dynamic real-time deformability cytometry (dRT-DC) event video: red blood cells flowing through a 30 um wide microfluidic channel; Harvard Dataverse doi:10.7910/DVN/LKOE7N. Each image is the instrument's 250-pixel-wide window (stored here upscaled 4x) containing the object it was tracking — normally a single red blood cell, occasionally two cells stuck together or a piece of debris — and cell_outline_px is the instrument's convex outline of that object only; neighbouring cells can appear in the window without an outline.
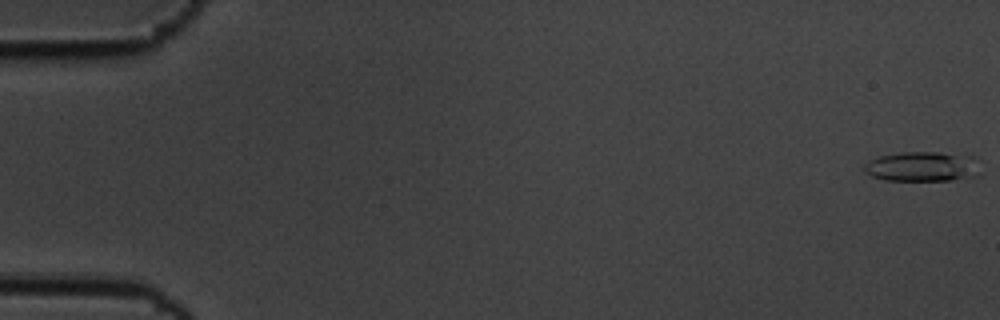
{"species": "common noctule bat (a hibernating species)", "species_latin": "Nyctalus noctula", "temperature_condition": "cold", "stored_images_in_passage": 58, "camera_frame_rate_fps": 3000, "um_per_image_px": 0.085, "animal": {"sex": "male", "body_mass_g": 19.5, "forearm_length_mm": 54.6}, "frame": {"image": 1, "passage_image": 1, "time_ms": 0.0, "image_size_px": [1000, 320], "cell_outline_px": [[980, 176], [952, 180], [884, 180], [872, 176], [864, 172], [864, 164], [868, 160], [880, 156], [904, 152], [936, 152], [976, 156], [980, 160]], "centroid_in_image_um": [78.48, 14.15], "position_along_channel_um": 6.5, "area_um2": 20.63}}
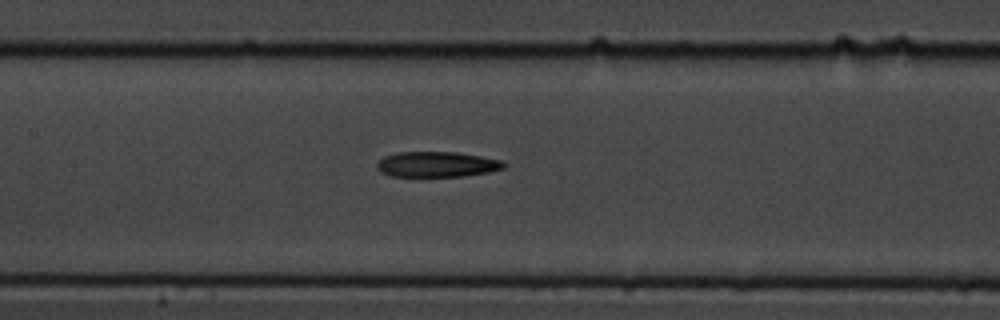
{"frame": {"image": 2, "passage_image": 28, "time_ms": 9.0, "image_size_px": [1000, 320], "cell_outline_px": [[504, 168], [488, 172], [464, 176], [388, 176], [380, 172], [376, 168], [376, 164], [384, 156], [396, 152], [456, 152], [504, 160]], "centroid_in_image_um": [37.1, 13.97], "position_along_channel_um": 170.3, "area_um2": 18.84}}
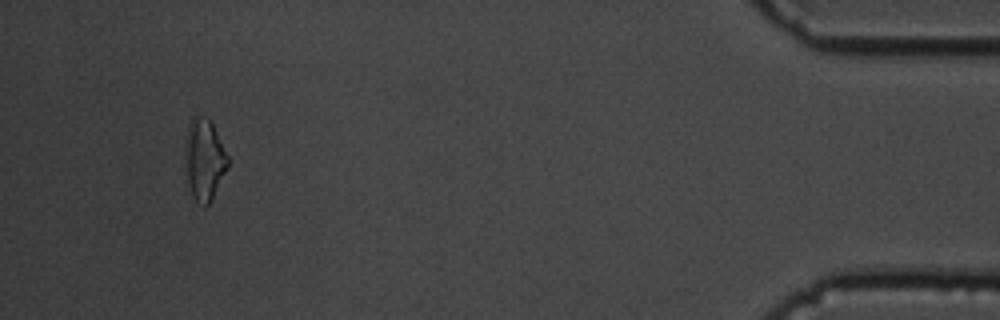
{"frame": {"image": 3, "passage_image": 55, "time_ms": 18.0, "image_size_px": [1000, 320], "cell_outline_px": [[228, 168], [208, 204], [204, 208], [196, 204], [192, 196], [188, 180], [188, 124], [196, 116], [204, 116], [212, 124], [228, 156]], "centroid_in_image_um": [17.41, 13.63], "position_along_channel_um": 417.8, "area_um2": 19.19}, "authors_computed_cell_mechanics": {"area_um2": 18.8139, "velocity_mm_per_s": 3.4959, "shape_relaxation_time_tau1_ms": 7.2299, "shape_relaxation_time_tau2_ms": null, "deformation_change_tau1": 0.1721, "deformation_change_tau2": null}}